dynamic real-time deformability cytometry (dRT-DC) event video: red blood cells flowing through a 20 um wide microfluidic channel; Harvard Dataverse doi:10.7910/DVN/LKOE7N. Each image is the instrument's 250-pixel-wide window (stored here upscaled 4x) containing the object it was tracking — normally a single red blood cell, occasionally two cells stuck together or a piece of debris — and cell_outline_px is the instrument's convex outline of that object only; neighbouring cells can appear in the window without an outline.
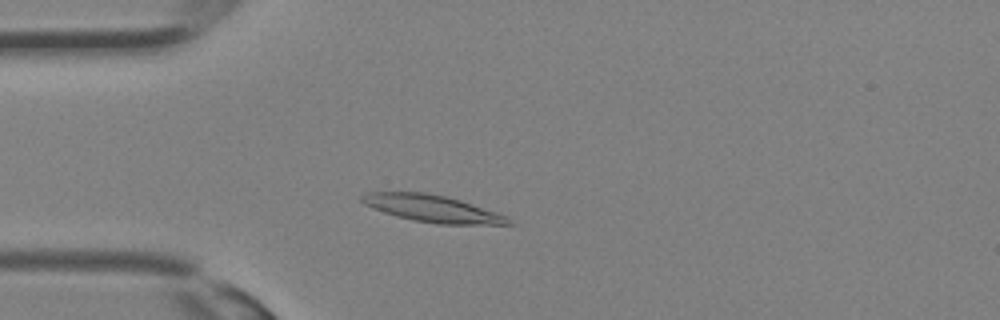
{"species": "Egyptian fruit bat (a non-hibernating species)", "species_latin": "Rousettus aegyptiacus", "temperature_condition": "room temperature", "stored_images_in_passage": 30, "camera_frame_rate_fps": 3000, "um_per_image_px": 0.085, "animal": {"sex": "female"}, "frame": {"image": 1, "passage_image": 6, "time_ms": 1.667, "image_size_px": [1000, 320], "cell_outline_px": [[516, 224], [436, 224], [412, 220], [396, 216], [372, 208], [364, 204], [360, 200], [360, 196], [368, 192], [424, 192], [444, 196], [460, 200], [508, 216]], "centroid_in_image_um": [36.74, 17.73], "position_along_channel_um": 48.3, "area_um2": 23.0}}
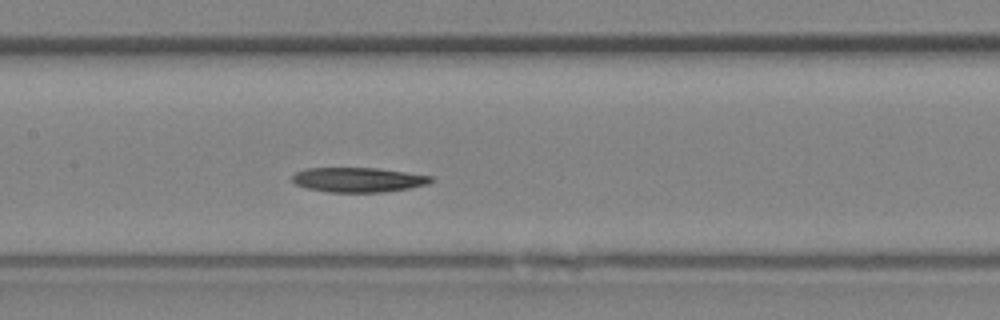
{"frame": {"image": 2, "passage_image": 13, "time_ms": 4.0, "image_size_px": [1000, 320], "cell_outline_px": [[436, 180], [428, 184], [408, 188], [384, 192], [328, 192], [308, 188], [296, 184], [292, 180], [292, 176], [296, 172], [308, 168], [380, 168], [432, 176]], "centroid_in_image_um": [30.49, 15.28], "position_along_channel_um": 176.9, "area_um2": 19.94}}
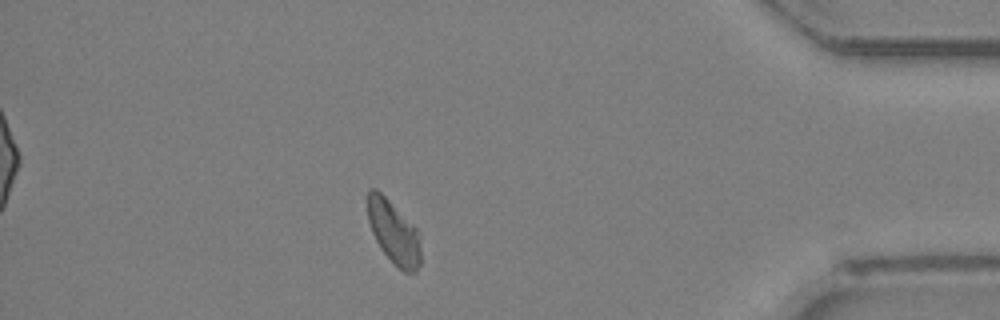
{"frame": {"image": 3, "passage_image": 26, "time_ms": 8.333, "image_size_px": [1000, 320], "cell_outline_px": [[420, 264], [416, 272], [404, 272], [380, 248], [372, 232], [368, 220], [368, 188], [376, 188], [416, 228], [420, 236]], "centroid_in_image_um": [33.47, 19.74], "position_along_channel_um": 401.7, "area_um2": 19.13}}